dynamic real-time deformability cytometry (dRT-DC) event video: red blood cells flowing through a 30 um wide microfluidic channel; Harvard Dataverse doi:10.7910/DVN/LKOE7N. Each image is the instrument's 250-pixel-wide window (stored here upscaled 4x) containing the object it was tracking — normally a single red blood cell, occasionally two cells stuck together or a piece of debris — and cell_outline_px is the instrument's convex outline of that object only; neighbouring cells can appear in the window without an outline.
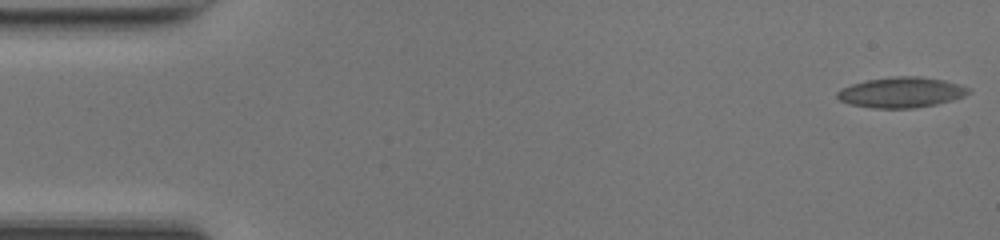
{"species": "common noctule bat (a hibernating species)", "species_latin": "Nyctalus noctula", "temperature_condition": "room temperature", "stored_images_in_passage": 49, "camera_frame_rate_fps": 3000, "um_per_image_px": 0.085, "animal": {"sex": "female", "body_mass_g": 17.0, "forearm_length_mm": 48.0}, "frame": {"image": 1, "passage_image": 1, "time_ms": 0.0, "image_size_px": [1000, 240], "cell_outline_px": [[972, 92], [964, 96], [952, 100], [936, 104], [912, 108], [872, 108], [848, 104], [840, 100], [836, 96], [836, 92], [840, 88], [864, 80], [892, 76], [920, 76], [944, 80], [960, 84], [972, 88]], "centroid_in_image_um": [76.61, 7.84], "position_along_channel_um": 8.4, "area_um2": 23.64}}
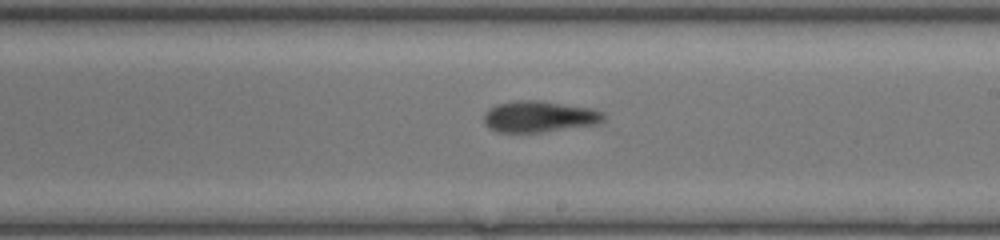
{"frame": {"image": 2, "passage_image": 28, "time_ms": 9.0, "image_size_px": [1000, 240], "cell_outline_px": [[604, 120], [596, 124], [540, 132], [496, 132], [488, 128], [484, 124], [484, 112], [488, 108], [496, 104], [524, 100], [536, 100], [592, 108], [604, 112]], "centroid_in_image_um": [45.79, 9.91], "position_along_channel_um": 243.2, "area_um2": 21.73}}
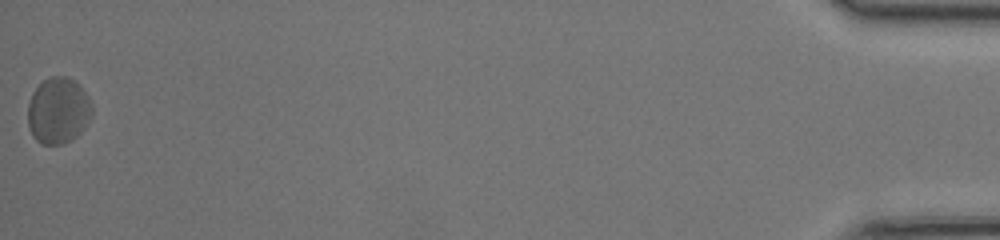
{"frame": {"image": 3, "passage_image": 49, "time_ms": 16.0, "image_size_px": [1000, 240], "cell_outline_px": [[92, 116], [84, 128], [72, 140], [60, 144], [40, 144], [32, 136], [28, 128], [28, 104], [32, 92], [44, 80], [52, 76], [68, 76], [80, 84], [92, 104]], "centroid_in_image_um": [4.95, 9.4], "position_along_channel_um": 430.3, "area_um2": 25.03}, "authors_computed_cell_mechanics": {"area_um2": 22.0796, "velocity_mm_per_s": 4.194, "shape_relaxation_time_tau1_ms": null, "shape_relaxation_time_tau2_ms": 4.5104, "deformation_change_tau1": null, "deformation_change_tau2": 0.1093}}